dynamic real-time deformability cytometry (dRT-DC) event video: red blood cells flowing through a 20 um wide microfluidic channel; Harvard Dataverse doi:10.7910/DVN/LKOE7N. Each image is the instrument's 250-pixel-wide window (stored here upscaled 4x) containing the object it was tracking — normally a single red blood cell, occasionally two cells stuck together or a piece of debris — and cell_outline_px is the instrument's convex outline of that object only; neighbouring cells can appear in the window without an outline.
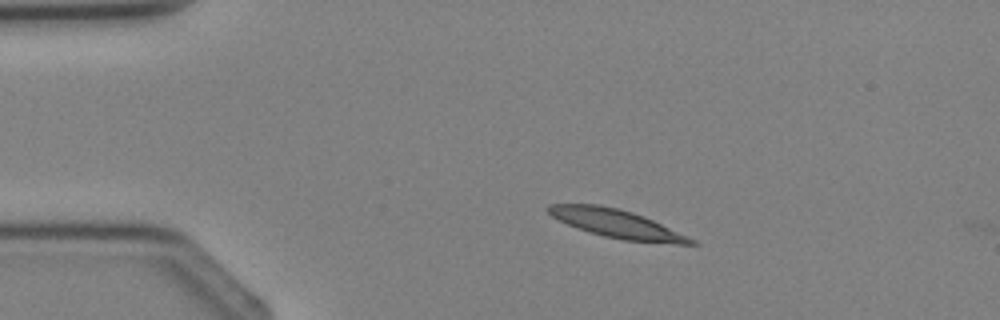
{"species": "Egyptian fruit bat (a non-hibernating species)", "species_latin": "Rousettus aegyptiacus", "temperature_condition": "cold", "stored_images_in_passage": 2, "camera_frame_rate_fps": 3000, "um_per_image_px": 0.085, "animal": {"sex": "female"}, "frame": {"image": 1, "passage_image": 1, "time_ms": 0.0, "image_size_px": [1000, 320], "cell_outline_px": [[700, 244], [676, 244], [624, 240], [604, 236], [588, 232], [568, 224], [552, 216], [544, 208], [548, 204], [600, 204], [620, 208], [644, 216], [688, 236], [696, 240]], "centroid_in_image_um": [52.42, 19.01], "position_along_channel_um": 32.6, "area_um2": 23.58}}